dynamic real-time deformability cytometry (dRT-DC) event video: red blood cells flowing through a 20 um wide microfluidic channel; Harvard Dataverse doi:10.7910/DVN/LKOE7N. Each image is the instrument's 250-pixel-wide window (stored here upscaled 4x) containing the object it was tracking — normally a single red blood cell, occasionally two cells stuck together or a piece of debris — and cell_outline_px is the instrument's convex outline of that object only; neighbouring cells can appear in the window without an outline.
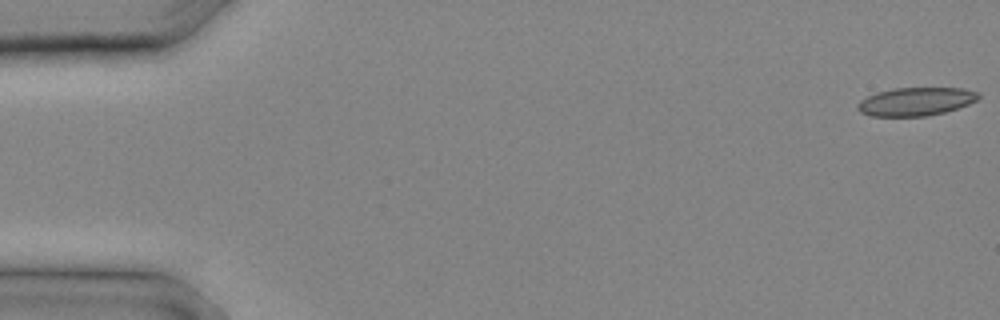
{"species": "common noctule bat (a hibernating species)", "species_latin": "Nyctalus noctula", "temperature_condition": "cold", "stored_images_in_passage": 13, "camera_frame_rate_fps": 3000, "um_per_image_px": 0.085, "animal": {"sex": "male", "body_mass_g": 20.4}, "frame": {"image": 1, "passage_image": 1, "time_ms": 0.0, "image_size_px": [1000, 320], "cell_outline_px": [[980, 96], [976, 100], [968, 104], [944, 112], [928, 116], [868, 116], [860, 112], [856, 108], [856, 104], [860, 100], [876, 92], [892, 88], [960, 88], [980, 92]], "centroid_in_image_um": [77.8, 8.63], "position_along_channel_um": 7.2, "area_um2": 20.0}}
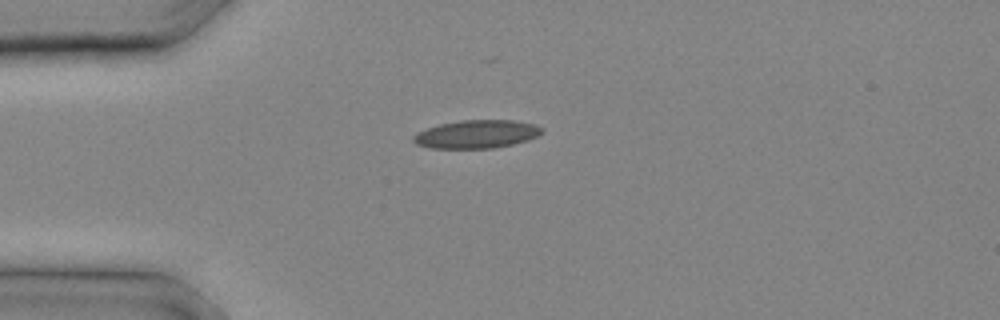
{"frame": {"image": 2, "passage_image": 7, "time_ms": 2.0, "image_size_px": [1000, 320], "cell_outline_px": [[544, 132], [528, 140], [496, 148], [428, 148], [416, 144], [412, 140], [412, 136], [416, 132], [440, 124], [460, 120], [512, 120], [536, 124], [544, 128]], "centroid_in_image_um": [40.52, 11.4], "position_along_channel_um": 44.5, "area_um2": 21.27}}
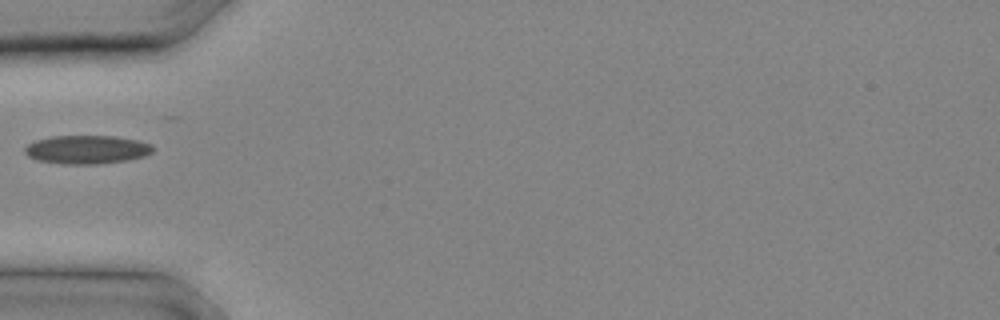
{"frame": {"image": 3, "passage_image": 9, "time_ms": 2.667, "image_size_px": [1000, 320], "cell_outline_px": [[152, 152], [144, 156], [128, 160], [96, 164], [60, 164], [36, 160], [28, 156], [24, 152], [24, 148], [28, 144], [36, 140], [52, 136], [116, 136], [136, 140], [152, 144]], "centroid_in_image_um": [7.35, 12.71], "position_along_channel_um": 77.6, "area_um2": 21.33}}